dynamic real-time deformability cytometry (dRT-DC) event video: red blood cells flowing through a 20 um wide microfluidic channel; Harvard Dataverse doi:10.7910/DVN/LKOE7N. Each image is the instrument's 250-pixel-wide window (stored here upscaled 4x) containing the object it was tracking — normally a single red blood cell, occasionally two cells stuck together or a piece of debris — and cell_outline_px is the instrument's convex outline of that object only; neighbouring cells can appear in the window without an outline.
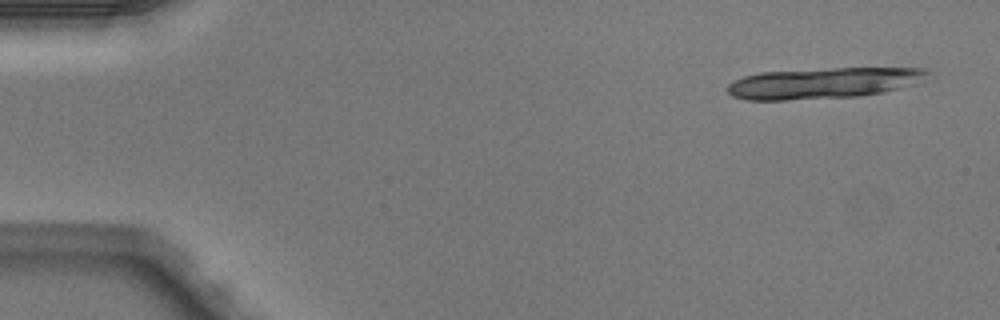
{"species": "Egyptian fruit bat (a non-hibernating species)", "species_latin": "Rousettus aegyptiacus", "temperature_condition": "warm", "stored_images_in_passage": 5, "camera_frame_rate_fps": 3000, "um_per_image_px": 0.085, "animal": {"sex": "male"}, "frame": {"image": 1, "passage_image": 1, "time_ms": 0.0, "image_size_px": [1000, 320], "cell_outline_px": [[932, 72], [924, 80], [916, 84], [884, 92], [860, 96], [788, 100], [748, 100], [732, 96], [728, 92], [728, 84], [744, 76], [760, 72], [832, 68], [928, 68]], "centroid_in_image_um": [70.05, 7.06], "position_along_channel_um": 14.9, "area_um2": 36.3}}
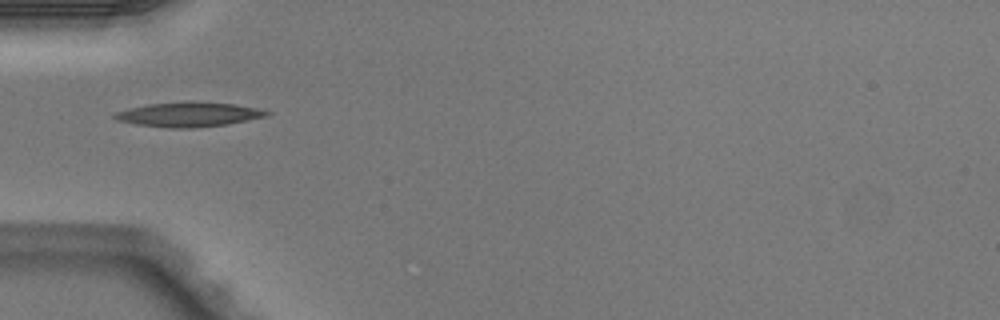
{"frame": {"image": 2, "passage_image": 4, "time_ms": 1.0, "image_size_px": [1000, 320], "cell_outline_px": [[272, 112], [268, 116], [224, 124], [192, 128], [168, 128], [136, 124], [116, 120], [112, 116], [116, 112], [128, 108], [148, 104], [192, 100], [232, 104], [264, 108]], "centroid_in_image_um": [16.06, 9.71], "position_along_channel_um": 68.9, "area_um2": 22.02}}
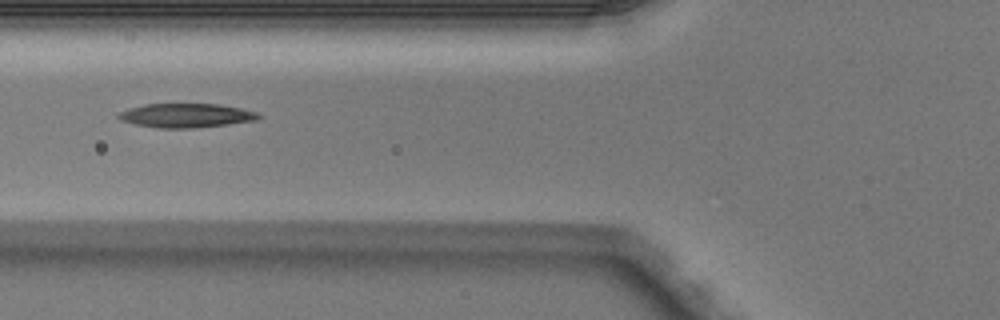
{"frame": {"image": 3, "passage_image": 5, "time_ms": 1.333, "image_size_px": [1000, 320], "cell_outline_px": [[264, 116], [260, 120], [196, 128], [156, 128], [136, 124], [120, 120], [116, 116], [120, 112], [128, 108], [144, 104], [220, 104], [240, 108], [256, 112]], "centroid_in_image_um": [15.85, 9.82], "position_along_channel_um": 109.9, "area_um2": 19.83}}